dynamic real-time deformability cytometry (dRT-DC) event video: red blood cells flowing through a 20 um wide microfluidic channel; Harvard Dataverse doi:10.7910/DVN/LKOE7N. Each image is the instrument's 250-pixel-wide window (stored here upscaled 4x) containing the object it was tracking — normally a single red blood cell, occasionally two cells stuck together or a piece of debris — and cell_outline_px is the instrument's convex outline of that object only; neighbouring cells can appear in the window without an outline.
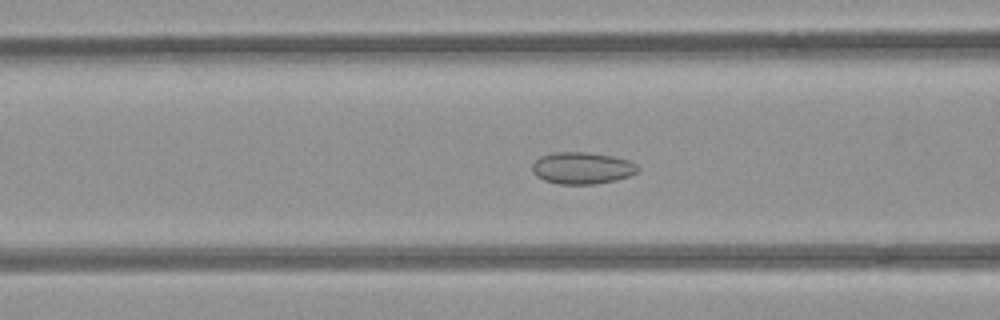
{"species": "common noctule bat (a hibernating species)", "species_latin": "Nyctalus noctula", "temperature_condition": "room temperature", "stored_images_in_passage": 47, "camera_frame_rate_fps": 3000, "um_per_image_px": 0.085, "animal": {"sex": "female", "body_mass_g": 21.9}, "frame": {"image": 1, "passage_image": 15, "time_ms": 4.667, "image_size_px": [1000, 320], "cell_outline_px": [[640, 168], [636, 172], [628, 176], [616, 180], [596, 184], [560, 184], [544, 180], [536, 176], [532, 172], [532, 164], [540, 156], [552, 152], [588, 152], [612, 156], [628, 160], [636, 164]], "centroid_in_image_um": [49.46, 14.28], "position_along_channel_um": 117.1, "area_um2": 19.65}}
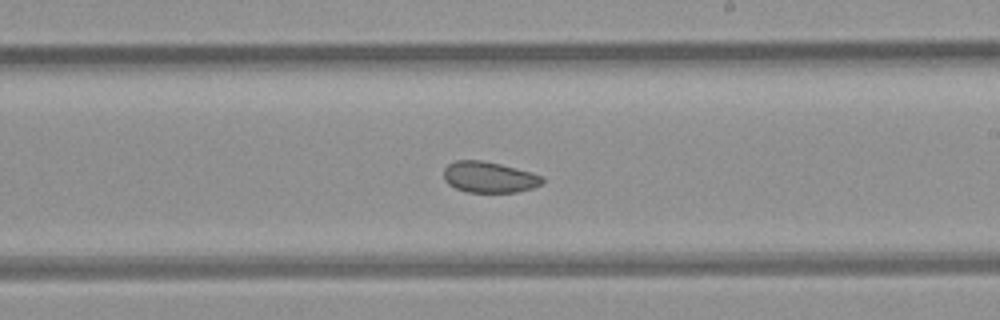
{"frame": {"image": 2, "passage_image": 25, "time_ms": 8.0, "image_size_px": [1000, 320], "cell_outline_px": [[544, 180], [540, 184], [532, 188], [516, 192], [468, 192], [456, 188], [448, 184], [444, 180], [444, 168], [448, 164], [456, 160], [480, 160], [500, 164], [544, 176]], "centroid_in_image_um": [41.55, 15.06], "position_along_channel_um": 247.4, "area_um2": 17.69}}
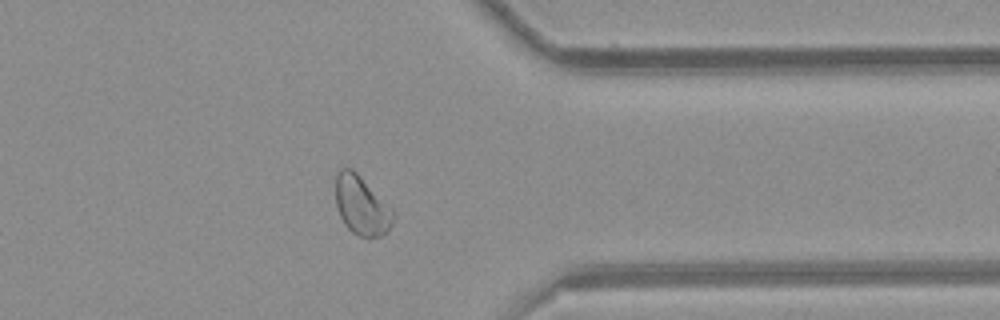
{"frame": {"image": 3, "passage_image": 36, "time_ms": 11.667, "image_size_px": [1000, 320], "cell_outline_px": [[392, 224], [388, 232], [380, 236], [368, 240], [352, 232], [344, 224], [340, 216], [336, 204], [336, 172], [340, 168], [352, 168], [392, 208]], "centroid_in_image_um": [30.72, 17.5], "position_along_channel_um": 380.7, "area_um2": 19.83}, "authors_computed_cell_mechanics": {"area_um2": 20.1722, "velocity_mm_per_s": 3.9078, "shape_relaxation_time_tau1_ms": null, "shape_relaxation_time_tau2_ms": 2.6099, "deformation_change_tau1": null, "deformation_change_tau2": 0.0612}}